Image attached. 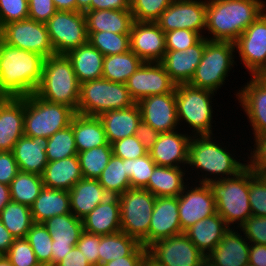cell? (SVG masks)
<instances>
[{
  "label": "cell",
  "mask_w": 266,
  "mask_h": 266,
  "mask_svg": "<svg viewBox=\"0 0 266 266\" xmlns=\"http://www.w3.org/2000/svg\"><path fill=\"white\" fill-rule=\"evenodd\" d=\"M44 57L0 39V97L22 98L37 90Z\"/></svg>",
  "instance_id": "obj_1"
},
{
  "label": "cell",
  "mask_w": 266,
  "mask_h": 266,
  "mask_svg": "<svg viewBox=\"0 0 266 266\" xmlns=\"http://www.w3.org/2000/svg\"><path fill=\"white\" fill-rule=\"evenodd\" d=\"M265 10V0H207L205 37L234 43Z\"/></svg>",
  "instance_id": "obj_2"
},
{
  "label": "cell",
  "mask_w": 266,
  "mask_h": 266,
  "mask_svg": "<svg viewBox=\"0 0 266 266\" xmlns=\"http://www.w3.org/2000/svg\"><path fill=\"white\" fill-rule=\"evenodd\" d=\"M212 136L214 135H193L190 138L187 168L191 167L197 172L198 179H194L195 183L209 184L226 179L237 175L247 166L246 158L243 157L242 161L244 162L242 163L239 161L241 159L234 156L236 153L228 150L229 148L226 146L223 147L224 144H218L217 138ZM200 171L205 175H200Z\"/></svg>",
  "instance_id": "obj_3"
},
{
  "label": "cell",
  "mask_w": 266,
  "mask_h": 266,
  "mask_svg": "<svg viewBox=\"0 0 266 266\" xmlns=\"http://www.w3.org/2000/svg\"><path fill=\"white\" fill-rule=\"evenodd\" d=\"M35 94L45 101L71 107L76 112L80 83L66 54H55L44 59L42 78Z\"/></svg>",
  "instance_id": "obj_4"
},
{
  "label": "cell",
  "mask_w": 266,
  "mask_h": 266,
  "mask_svg": "<svg viewBox=\"0 0 266 266\" xmlns=\"http://www.w3.org/2000/svg\"><path fill=\"white\" fill-rule=\"evenodd\" d=\"M250 168L246 166L237 175L210 182L216 212L225 220L229 227L241 226L252 216L249 203Z\"/></svg>",
  "instance_id": "obj_5"
},
{
  "label": "cell",
  "mask_w": 266,
  "mask_h": 266,
  "mask_svg": "<svg viewBox=\"0 0 266 266\" xmlns=\"http://www.w3.org/2000/svg\"><path fill=\"white\" fill-rule=\"evenodd\" d=\"M215 93L190 84L175 87V100L179 129L184 122L191 129V135H214L212 128V99ZM193 129V130H192Z\"/></svg>",
  "instance_id": "obj_6"
},
{
  "label": "cell",
  "mask_w": 266,
  "mask_h": 266,
  "mask_svg": "<svg viewBox=\"0 0 266 266\" xmlns=\"http://www.w3.org/2000/svg\"><path fill=\"white\" fill-rule=\"evenodd\" d=\"M235 44L229 41L208 40L191 81L194 87L206 89L217 94L219 88L225 85L230 70L237 65L235 59Z\"/></svg>",
  "instance_id": "obj_7"
},
{
  "label": "cell",
  "mask_w": 266,
  "mask_h": 266,
  "mask_svg": "<svg viewBox=\"0 0 266 266\" xmlns=\"http://www.w3.org/2000/svg\"><path fill=\"white\" fill-rule=\"evenodd\" d=\"M135 104L126 84L99 78L80 84L76 113L98 117L106 111L126 109Z\"/></svg>",
  "instance_id": "obj_8"
},
{
  "label": "cell",
  "mask_w": 266,
  "mask_h": 266,
  "mask_svg": "<svg viewBox=\"0 0 266 266\" xmlns=\"http://www.w3.org/2000/svg\"><path fill=\"white\" fill-rule=\"evenodd\" d=\"M76 112L63 104L52 103L35 93L25 97L24 136L50 138L68 127Z\"/></svg>",
  "instance_id": "obj_9"
},
{
  "label": "cell",
  "mask_w": 266,
  "mask_h": 266,
  "mask_svg": "<svg viewBox=\"0 0 266 266\" xmlns=\"http://www.w3.org/2000/svg\"><path fill=\"white\" fill-rule=\"evenodd\" d=\"M119 197L121 231L149 247V227L156 197L148 190L130 188Z\"/></svg>",
  "instance_id": "obj_10"
},
{
  "label": "cell",
  "mask_w": 266,
  "mask_h": 266,
  "mask_svg": "<svg viewBox=\"0 0 266 266\" xmlns=\"http://www.w3.org/2000/svg\"><path fill=\"white\" fill-rule=\"evenodd\" d=\"M46 26L55 54H67L88 42L85 12L57 11Z\"/></svg>",
  "instance_id": "obj_11"
},
{
  "label": "cell",
  "mask_w": 266,
  "mask_h": 266,
  "mask_svg": "<svg viewBox=\"0 0 266 266\" xmlns=\"http://www.w3.org/2000/svg\"><path fill=\"white\" fill-rule=\"evenodd\" d=\"M0 39L10 46L37 53L44 58L55 55L46 23L30 18L3 25Z\"/></svg>",
  "instance_id": "obj_12"
},
{
  "label": "cell",
  "mask_w": 266,
  "mask_h": 266,
  "mask_svg": "<svg viewBox=\"0 0 266 266\" xmlns=\"http://www.w3.org/2000/svg\"><path fill=\"white\" fill-rule=\"evenodd\" d=\"M207 0H173L156 21L164 33L189 29L201 37L206 28Z\"/></svg>",
  "instance_id": "obj_13"
},
{
  "label": "cell",
  "mask_w": 266,
  "mask_h": 266,
  "mask_svg": "<svg viewBox=\"0 0 266 266\" xmlns=\"http://www.w3.org/2000/svg\"><path fill=\"white\" fill-rule=\"evenodd\" d=\"M148 254L162 266H199L205 259L184 232L155 241Z\"/></svg>",
  "instance_id": "obj_14"
},
{
  "label": "cell",
  "mask_w": 266,
  "mask_h": 266,
  "mask_svg": "<svg viewBox=\"0 0 266 266\" xmlns=\"http://www.w3.org/2000/svg\"><path fill=\"white\" fill-rule=\"evenodd\" d=\"M235 51L250 76L266 64V10L236 39Z\"/></svg>",
  "instance_id": "obj_15"
},
{
  "label": "cell",
  "mask_w": 266,
  "mask_h": 266,
  "mask_svg": "<svg viewBox=\"0 0 266 266\" xmlns=\"http://www.w3.org/2000/svg\"><path fill=\"white\" fill-rule=\"evenodd\" d=\"M194 183V186H193ZM187 184L178 196V214L184 232L199 220L216 213V203L208 184Z\"/></svg>",
  "instance_id": "obj_16"
},
{
  "label": "cell",
  "mask_w": 266,
  "mask_h": 266,
  "mask_svg": "<svg viewBox=\"0 0 266 266\" xmlns=\"http://www.w3.org/2000/svg\"><path fill=\"white\" fill-rule=\"evenodd\" d=\"M126 86L132 99L138 103L148 96L172 93L176 84L160 62H144L128 78Z\"/></svg>",
  "instance_id": "obj_17"
},
{
  "label": "cell",
  "mask_w": 266,
  "mask_h": 266,
  "mask_svg": "<svg viewBox=\"0 0 266 266\" xmlns=\"http://www.w3.org/2000/svg\"><path fill=\"white\" fill-rule=\"evenodd\" d=\"M43 224L53 241L52 266H55L76 246L84 231L82 219L68 213L49 218Z\"/></svg>",
  "instance_id": "obj_18"
},
{
  "label": "cell",
  "mask_w": 266,
  "mask_h": 266,
  "mask_svg": "<svg viewBox=\"0 0 266 266\" xmlns=\"http://www.w3.org/2000/svg\"><path fill=\"white\" fill-rule=\"evenodd\" d=\"M137 104L141 119L159 133L178 129L175 90L172 93L145 97Z\"/></svg>",
  "instance_id": "obj_19"
},
{
  "label": "cell",
  "mask_w": 266,
  "mask_h": 266,
  "mask_svg": "<svg viewBox=\"0 0 266 266\" xmlns=\"http://www.w3.org/2000/svg\"><path fill=\"white\" fill-rule=\"evenodd\" d=\"M234 95L250 122L253 137L266 134V84L260 78L250 76Z\"/></svg>",
  "instance_id": "obj_20"
},
{
  "label": "cell",
  "mask_w": 266,
  "mask_h": 266,
  "mask_svg": "<svg viewBox=\"0 0 266 266\" xmlns=\"http://www.w3.org/2000/svg\"><path fill=\"white\" fill-rule=\"evenodd\" d=\"M130 50L144 62H160L166 52L164 31L156 22L134 21L130 31Z\"/></svg>",
  "instance_id": "obj_21"
},
{
  "label": "cell",
  "mask_w": 266,
  "mask_h": 266,
  "mask_svg": "<svg viewBox=\"0 0 266 266\" xmlns=\"http://www.w3.org/2000/svg\"><path fill=\"white\" fill-rule=\"evenodd\" d=\"M174 130L160 133L154 146L148 150L157 166L185 167L188 164V145L191 134Z\"/></svg>",
  "instance_id": "obj_22"
},
{
  "label": "cell",
  "mask_w": 266,
  "mask_h": 266,
  "mask_svg": "<svg viewBox=\"0 0 266 266\" xmlns=\"http://www.w3.org/2000/svg\"><path fill=\"white\" fill-rule=\"evenodd\" d=\"M207 41L206 37H202L195 45L186 50H166L160 63L176 85L188 84L191 81L201 61Z\"/></svg>",
  "instance_id": "obj_23"
},
{
  "label": "cell",
  "mask_w": 266,
  "mask_h": 266,
  "mask_svg": "<svg viewBox=\"0 0 266 266\" xmlns=\"http://www.w3.org/2000/svg\"><path fill=\"white\" fill-rule=\"evenodd\" d=\"M25 97H0V151H12L24 136Z\"/></svg>",
  "instance_id": "obj_24"
},
{
  "label": "cell",
  "mask_w": 266,
  "mask_h": 266,
  "mask_svg": "<svg viewBox=\"0 0 266 266\" xmlns=\"http://www.w3.org/2000/svg\"><path fill=\"white\" fill-rule=\"evenodd\" d=\"M183 233L178 197H156L149 227V246L155 241Z\"/></svg>",
  "instance_id": "obj_25"
},
{
  "label": "cell",
  "mask_w": 266,
  "mask_h": 266,
  "mask_svg": "<svg viewBox=\"0 0 266 266\" xmlns=\"http://www.w3.org/2000/svg\"><path fill=\"white\" fill-rule=\"evenodd\" d=\"M230 227L215 249L205 258L215 266H245L249 264L250 242L241 230ZM240 232V233H239Z\"/></svg>",
  "instance_id": "obj_26"
},
{
  "label": "cell",
  "mask_w": 266,
  "mask_h": 266,
  "mask_svg": "<svg viewBox=\"0 0 266 266\" xmlns=\"http://www.w3.org/2000/svg\"><path fill=\"white\" fill-rule=\"evenodd\" d=\"M84 231L99 236L121 231L118 196H109L82 218Z\"/></svg>",
  "instance_id": "obj_27"
},
{
  "label": "cell",
  "mask_w": 266,
  "mask_h": 266,
  "mask_svg": "<svg viewBox=\"0 0 266 266\" xmlns=\"http://www.w3.org/2000/svg\"><path fill=\"white\" fill-rule=\"evenodd\" d=\"M47 143L46 137H20L12 149L19 171L42 175L48 164Z\"/></svg>",
  "instance_id": "obj_28"
},
{
  "label": "cell",
  "mask_w": 266,
  "mask_h": 266,
  "mask_svg": "<svg viewBox=\"0 0 266 266\" xmlns=\"http://www.w3.org/2000/svg\"><path fill=\"white\" fill-rule=\"evenodd\" d=\"M229 228L225 220L216 212L214 215L199 220L184 233L206 257L220 243Z\"/></svg>",
  "instance_id": "obj_29"
},
{
  "label": "cell",
  "mask_w": 266,
  "mask_h": 266,
  "mask_svg": "<svg viewBox=\"0 0 266 266\" xmlns=\"http://www.w3.org/2000/svg\"><path fill=\"white\" fill-rule=\"evenodd\" d=\"M98 117L111 144L135 135L138 123L141 121V111L136 103L130 108L106 111Z\"/></svg>",
  "instance_id": "obj_30"
},
{
  "label": "cell",
  "mask_w": 266,
  "mask_h": 266,
  "mask_svg": "<svg viewBox=\"0 0 266 266\" xmlns=\"http://www.w3.org/2000/svg\"><path fill=\"white\" fill-rule=\"evenodd\" d=\"M185 168L156 166L144 189L150 191L155 197H178L189 183L187 180L193 182V178L190 179L187 175L192 170L187 171L188 169L185 170Z\"/></svg>",
  "instance_id": "obj_31"
},
{
  "label": "cell",
  "mask_w": 266,
  "mask_h": 266,
  "mask_svg": "<svg viewBox=\"0 0 266 266\" xmlns=\"http://www.w3.org/2000/svg\"><path fill=\"white\" fill-rule=\"evenodd\" d=\"M70 210L77 218H84L110 195L99 184L98 179L82 178L68 191Z\"/></svg>",
  "instance_id": "obj_32"
},
{
  "label": "cell",
  "mask_w": 266,
  "mask_h": 266,
  "mask_svg": "<svg viewBox=\"0 0 266 266\" xmlns=\"http://www.w3.org/2000/svg\"><path fill=\"white\" fill-rule=\"evenodd\" d=\"M41 176L45 187L71 190L83 178L78 156L48 162Z\"/></svg>",
  "instance_id": "obj_33"
},
{
  "label": "cell",
  "mask_w": 266,
  "mask_h": 266,
  "mask_svg": "<svg viewBox=\"0 0 266 266\" xmlns=\"http://www.w3.org/2000/svg\"><path fill=\"white\" fill-rule=\"evenodd\" d=\"M30 210L34 223H43L56 215L71 213L69 192L44 186Z\"/></svg>",
  "instance_id": "obj_34"
},
{
  "label": "cell",
  "mask_w": 266,
  "mask_h": 266,
  "mask_svg": "<svg viewBox=\"0 0 266 266\" xmlns=\"http://www.w3.org/2000/svg\"><path fill=\"white\" fill-rule=\"evenodd\" d=\"M87 32L130 34L134 22L131 10H91L85 12Z\"/></svg>",
  "instance_id": "obj_35"
},
{
  "label": "cell",
  "mask_w": 266,
  "mask_h": 266,
  "mask_svg": "<svg viewBox=\"0 0 266 266\" xmlns=\"http://www.w3.org/2000/svg\"><path fill=\"white\" fill-rule=\"evenodd\" d=\"M66 55L80 84L102 78L104 55L89 42L69 51Z\"/></svg>",
  "instance_id": "obj_36"
},
{
  "label": "cell",
  "mask_w": 266,
  "mask_h": 266,
  "mask_svg": "<svg viewBox=\"0 0 266 266\" xmlns=\"http://www.w3.org/2000/svg\"><path fill=\"white\" fill-rule=\"evenodd\" d=\"M75 137L77 152L110 144L104 127L97 116L75 114L70 123Z\"/></svg>",
  "instance_id": "obj_37"
},
{
  "label": "cell",
  "mask_w": 266,
  "mask_h": 266,
  "mask_svg": "<svg viewBox=\"0 0 266 266\" xmlns=\"http://www.w3.org/2000/svg\"><path fill=\"white\" fill-rule=\"evenodd\" d=\"M144 63L133 51L104 56L102 78L126 84L128 78Z\"/></svg>",
  "instance_id": "obj_38"
},
{
  "label": "cell",
  "mask_w": 266,
  "mask_h": 266,
  "mask_svg": "<svg viewBox=\"0 0 266 266\" xmlns=\"http://www.w3.org/2000/svg\"><path fill=\"white\" fill-rule=\"evenodd\" d=\"M140 244L136 238L122 231L100 236L99 266L114 259L129 256Z\"/></svg>",
  "instance_id": "obj_39"
},
{
  "label": "cell",
  "mask_w": 266,
  "mask_h": 266,
  "mask_svg": "<svg viewBox=\"0 0 266 266\" xmlns=\"http://www.w3.org/2000/svg\"><path fill=\"white\" fill-rule=\"evenodd\" d=\"M0 220L15 239L26 238L34 224L30 207L13 201L3 208Z\"/></svg>",
  "instance_id": "obj_40"
},
{
  "label": "cell",
  "mask_w": 266,
  "mask_h": 266,
  "mask_svg": "<svg viewBox=\"0 0 266 266\" xmlns=\"http://www.w3.org/2000/svg\"><path fill=\"white\" fill-rule=\"evenodd\" d=\"M99 184L110 196H120L131 188L127 175L126 160L112 155L98 178Z\"/></svg>",
  "instance_id": "obj_41"
},
{
  "label": "cell",
  "mask_w": 266,
  "mask_h": 266,
  "mask_svg": "<svg viewBox=\"0 0 266 266\" xmlns=\"http://www.w3.org/2000/svg\"><path fill=\"white\" fill-rule=\"evenodd\" d=\"M11 201L31 206L43 189L42 176L19 171L10 183Z\"/></svg>",
  "instance_id": "obj_42"
},
{
  "label": "cell",
  "mask_w": 266,
  "mask_h": 266,
  "mask_svg": "<svg viewBox=\"0 0 266 266\" xmlns=\"http://www.w3.org/2000/svg\"><path fill=\"white\" fill-rule=\"evenodd\" d=\"M112 155L111 144L77 153L83 178L98 179Z\"/></svg>",
  "instance_id": "obj_43"
},
{
  "label": "cell",
  "mask_w": 266,
  "mask_h": 266,
  "mask_svg": "<svg viewBox=\"0 0 266 266\" xmlns=\"http://www.w3.org/2000/svg\"><path fill=\"white\" fill-rule=\"evenodd\" d=\"M88 42L104 56L121 54L130 50V34L113 32H87Z\"/></svg>",
  "instance_id": "obj_44"
},
{
  "label": "cell",
  "mask_w": 266,
  "mask_h": 266,
  "mask_svg": "<svg viewBox=\"0 0 266 266\" xmlns=\"http://www.w3.org/2000/svg\"><path fill=\"white\" fill-rule=\"evenodd\" d=\"M77 153L75 137L71 125L55 132L48 138L46 147L48 162L75 156Z\"/></svg>",
  "instance_id": "obj_45"
},
{
  "label": "cell",
  "mask_w": 266,
  "mask_h": 266,
  "mask_svg": "<svg viewBox=\"0 0 266 266\" xmlns=\"http://www.w3.org/2000/svg\"><path fill=\"white\" fill-rule=\"evenodd\" d=\"M26 239L31 245L40 264L52 266V238L43 223H34Z\"/></svg>",
  "instance_id": "obj_46"
},
{
  "label": "cell",
  "mask_w": 266,
  "mask_h": 266,
  "mask_svg": "<svg viewBox=\"0 0 266 266\" xmlns=\"http://www.w3.org/2000/svg\"><path fill=\"white\" fill-rule=\"evenodd\" d=\"M156 166L149 153L136 159H126L127 175L130 178L131 188L144 189Z\"/></svg>",
  "instance_id": "obj_47"
},
{
  "label": "cell",
  "mask_w": 266,
  "mask_h": 266,
  "mask_svg": "<svg viewBox=\"0 0 266 266\" xmlns=\"http://www.w3.org/2000/svg\"><path fill=\"white\" fill-rule=\"evenodd\" d=\"M173 0H130L134 21L156 22Z\"/></svg>",
  "instance_id": "obj_48"
},
{
  "label": "cell",
  "mask_w": 266,
  "mask_h": 266,
  "mask_svg": "<svg viewBox=\"0 0 266 266\" xmlns=\"http://www.w3.org/2000/svg\"><path fill=\"white\" fill-rule=\"evenodd\" d=\"M249 203L252 215L266 217V178L250 169Z\"/></svg>",
  "instance_id": "obj_49"
},
{
  "label": "cell",
  "mask_w": 266,
  "mask_h": 266,
  "mask_svg": "<svg viewBox=\"0 0 266 266\" xmlns=\"http://www.w3.org/2000/svg\"><path fill=\"white\" fill-rule=\"evenodd\" d=\"M6 258L12 266H38L40 263L26 238L14 239Z\"/></svg>",
  "instance_id": "obj_50"
},
{
  "label": "cell",
  "mask_w": 266,
  "mask_h": 266,
  "mask_svg": "<svg viewBox=\"0 0 266 266\" xmlns=\"http://www.w3.org/2000/svg\"><path fill=\"white\" fill-rule=\"evenodd\" d=\"M113 155L126 159H136L148 153L136 135L111 143Z\"/></svg>",
  "instance_id": "obj_51"
},
{
  "label": "cell",
  "mask_w": 266,
  "mask_h": 266,
  "mask_svg": "<svg viewBox=\"0 0 266 266\" xmlns=\"http://www.w3.org/2000/svg\"><path fill=\"white\" fill-rule=\"evenodd\" d=\"M28 18V0H0V28Z\"/></svg>",
  "instance_id": "obj_52"
},
{
  "label": "cell",
  "mask_w": 266,
  "mask_h": 266,
  "mask_svg": "<svg viewBox=\"0 0 266 266\" xmlns=\"http://www.w3.org/2000/svg\"><path fill=\"white\" fill-rule=\"evenodd\" d=\"M202 37L189 29H176L165 33L166 50L183 51L195 45Z\"/></svg>",
  "instance_id": "obj_53"
},
{
  "label": "cell",
  "mask_w": 266,
  "mask_h": 266,
  "mask_svg": "<svg viewBox=\"0 0 266 266\" xmlns=\"http://www.w3.org/2000/svg\"><path fill=\"white\" fill-rule=\"evenodd\" d=\"M238 229L250 243L266 245V217L252 215Z\"/></svg>",
  "instance_id": "obj_54"
},
{
  "label": "cell",
  "mask_w": 266,
  "mask_h": 266,
  "mask_svg": "<svg viewBox=\"0 0 266 266\" xmlns=\"http://www.w3.org/2000/svg\"><path fill=\"white\" fill-rule=\"evenodd\" d=\"M254 145L248 150L247 166L256 174L266 173V134L255 136Z\"/></svg>",
  "instance_id": "obj_55"
},
{
  "label": "cell",
  "mask_w": 266,
  "mask_h": 266,
  "mask_svg": "<svg viewBox=\"0 0 266 266\" xmlns=\"http://www.w3.org/2000/svg\"><path fill=\"white\" fill-rule=\"evenodd\" d=\"M100 236L83 231L76 246L92 266H99Z\"/></svg>",
  "instance_id": "obj_56"
},
{
  "label": "cell",
  "mask_w": 266,
  "mask_h": 266,
  "mask_svg": "<svg viewBox=\"0 0 266 266\" xmlns=\"http://www.w3.org/2000/svg\"><path fill=\"white\" fill-rule=\"evenodd\" d=\"M57 9L52 0H28V18L46 23Z\"/></svg>",
  "instance_id": "obj_57"
},
{
  "label": "cell",
  "mask_w": 266,
  "mask_h": 266,
  "mask_svg": "<svg viewBox=\"0 0 266 266\" xmlns=\"http://www.w3.org/2000/svg\"><path fill=\"white\" fill-rule=\"evenodd\" d=\"M19 168L12 151H0V183L10 185Z\"/></svg>",
  "instance_id": "obj_58"
},
{
  "label": "cell",
  "mask_w": 266,
  "mask_h": 266,
  "mask_svg": "<svg viewBox=\"0 0 266 266\" xmlns=\"http://www.w3.org/2000/svg\"><path fill=\"white\" fill-rule=\"evenodd\" d=\"M148 253V248L141 244L129 255L114 259L103 266H140L142 259Z\"/></svg>",
  "instance_id": "obj_59"
},
{
  "label": "cell",
  "mask_w": 266,
  "mask_h": 266,
  "mask_svg": "<svg viewBox=\"0 0 266 266\" xmlns=\"http://www.w3.org/2000/svg\"><path fill=\"white\" fill-rule=\"evenodd\" d=\"M159 132L153 129L149 124L141 119L138 123L135 135L141 141L142 145L147 149H151L159 137Z\"/></svg>",
  "instance_id": "obj_60"
},
{
  "label": "cell",
  "mask_w": 266,
  "mask_h": 266,
  "mask_svg": "<svg viewBox=\"0 0 266 266\" xmlns=\"http://www.w3.org/2000/svg\"><path fill=\"white\" fill-rule=\"evenodd\" d=\"M130 10V0H91V10Z\"/></svg>",
  "instance_id": "obj_61"
},
{
  "label": "cell",
  "mask_w": 266,
  "mask_h": 266,
  "mask_svg": "<svg viewBox=\"0 0 266 266\" xmlns=\"http://www.w3.org/2000/svg\"><path fill=\"white\" fill-rule=\"evenodd\" d=\"M55 266H92V265L84 257L82 251H80L79 248L77 246H75Z\"/></svg>",
  "instance_id": "obj_62"
},
{
  "label": "cell",
  "mask_w": 266,
  "mask_h": 266,
  "mask_svg": "<svg viewBox=\"0 0 266 266\" xmlns=\"http://www.w3.org/2000/svg\"><path fill=\"white\" fill-rule=\"evenodd\" d=\"M249 264L252 266H266V245L250 243Z\"/></svg>",
  "instance_id": "obj_63"
},
{
  "label": "cell",
  "mask_w": 266,
  "mask_h": 266,
  "mask_svg": "<svg viewBox=\"0 0 266 266\" xmlns=\"http://www.w3.org/2000/svg\"><path fill=\"white\" fill-rule=\"evenodd\" d=\"M14 237L4 227L0 220V255H5L13 244Z\"/></svg>",
  "instance_id": "obj_64"
},
{
  "label": "cell",
  "mask_w": 266,
  "mask_h": 266,
  "mask_svg": "<svg viewBox=\"0 0 266 266\" xmlns=\"http://www.w3.org/2000/svg\"><path fill=\"white\" fill-rule=\"evenodd\" d=\"M57 11H76V0H52Z\"/></svg>",
  "instance_id": "obj_65"
},
{
  "label": "cell",
  "mask_w": 266,
  "mask_h": 266,
  "mask_svg": "<svg viewBox=\"0 0 266 266\" xmlns=\"http://www.w3.org/2000/svg\"><path fill=\"white\" fill-rule=\"evenodd\" d=\"M10 201V186L0 183V213Z\"/></svg>",
  "instance_id": "obj_66"
},
{
  "label": "cell",
  "mask_w": 266,
  "mask_h": 266,
  "mask_svg": "<svg viewBox=\"0 0 266 266\" xmlns=\"http://www.w3.org/2000/svg\"><path fill=\"white\" fill-rule=\"evenodd\" d=\"M76 11H91V0H76Z\"/></svg>",
  "instance_id": "obj_67"
},
{
  "label": "cell",
  "mask_w": 266,
  "mask_h": 266,
  "mask_svg": "<svg viewBox=\"0 0 266 266\" xmlns=\"http://www.w3.org/2000/svg\"><path fill=\"white\" fill-rule=\"evenodd\" d=\"M140 266H162L154 258H152L148 253L144 256L141 261Z\"/></svg>",
  "instance_id": "obj_68"
},
{
  "label": "cell",
  "mask_w": 266,
  "mask_h": 266,
  "mask_svg": "<svg viewBox=\"0 0 266 266\" xmlns=\"http://www.w3.org/2000/svg\"><path fill=\"white\" fill-rule=\"evenodd\" d=\"M0 266H12L11 262L6 258L5 255H0Z\"/></svg>",
  "instance_id": "obj_69"
},
{
  "label": "cell",
  "mask_w": 266,
  "mask_h": 266,
  "mask_svg": "<svg viewBox=\"0 0 266 266\" xmlns=\"http://www.w3.org/2000/svg\"><path fill=\"white\" fill-rule=\"evenodd\" d=\"M199 266H215L208 259H204Z\"/></svg>",
  "instance_id": "obj_70"
},
{
  "label": "cell",
  "mask_w": 266,
  "mask_h": 266,
  "mask_svg": "<svg viewBox=\"0 0 266 266\" xmlns=\"http://www.w3.org/2000/svg\"><path fill=\"white\" fill-rule=\"evenodd\" d=\"M255 76H266V64Z\"/></svg>",
  "instance_id": "obj_71"
},
{
  "label": "cell",
  "mask_w": 266,
  "mask_h": 266,
  "mask_svg": "<svg viewBox=\"0 0 266 266\" xmlns=\"http://www.w3.org/2000/svg\"><path fill=\"white\" fill-rule=\"evenodd\" d=\"M256 77L260 78L266 84V76H256Z\"/></svg>",
  "instance_id": "obj_72"
}]
</instances>
